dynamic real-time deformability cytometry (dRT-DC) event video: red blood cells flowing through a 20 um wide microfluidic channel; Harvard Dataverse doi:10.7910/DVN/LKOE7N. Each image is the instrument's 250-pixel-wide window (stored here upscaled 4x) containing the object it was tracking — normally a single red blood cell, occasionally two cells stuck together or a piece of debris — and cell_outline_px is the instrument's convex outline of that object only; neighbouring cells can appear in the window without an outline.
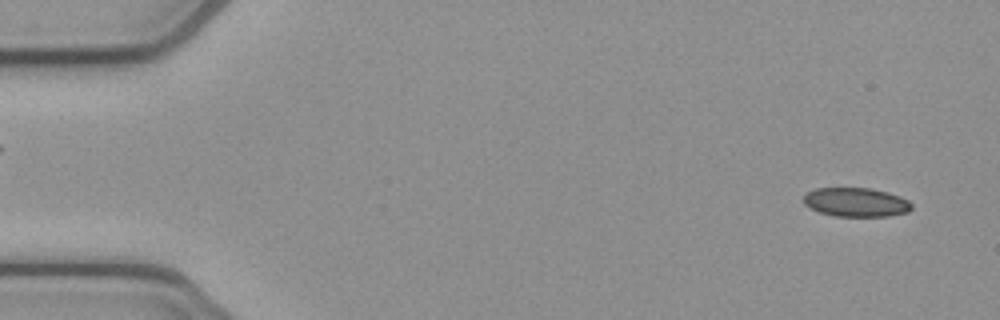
{"species": "common noctule bat (a hibernating species)", "species_latin": "Nyctalus noctula", "temperature_condition": "cold", "stored_images_in_passage": 53, "camera_frame_rate_fps": 3000, "um_per_image_px": 0.085, "animal": {"sex": "female", "body_mass_g": 21.9}, "frame": {"image": 1, "passage_image": 2, "time_ms": 0.333, "image_size_px": [1000, 320], "cell_outline_px": [[912, 208], [908, 212], [888, 216], [836, 216], [820, 212], [808, 208], [804, 204], [804, 196], [808, 192], [816, 188], [872, 188], [888, 192], [900, 196], [908, 200], [912, 204]], "centroid_in_image_um": [72.77, 17.18], "position_along_channel_um": 12.2, "area_um2": 18.32}}
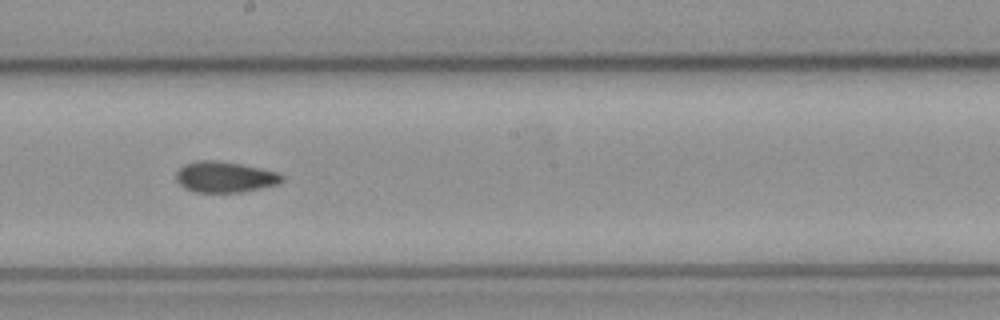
{"frame": {"image": 2, "passage_image": 28, "time_ms": 9.0, "image_size_px": [1000, 320], "cell_outline_px": [[284, 180], [280, 184], [244, 192], [196, 192], [184, 188], [176, 180], [176, 172], [184, 164], [200, 160], [216, 160], [240, 164], [276, 172], [284, 176]], "centroid_in_image_um": [19.12, 15.05], "position_along_channel_um": 229.1, "area_um2": 19.07}}
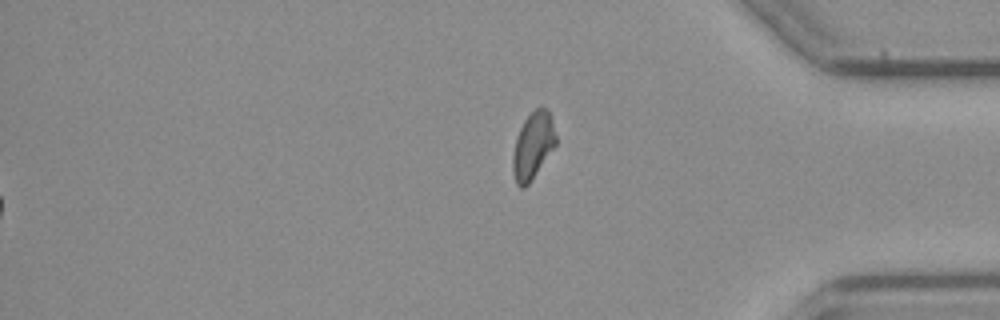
{"frame": {"image": 3, "passage_image": 53, "time_ms": 17.333, "image_size_px": [1000, 320], "cell_outline_px": [[556, 144], [532, 180], [524, 188], [520, 188], [516, 184], [512, 172], [512, 156], [516, 136], [524, 120], [536, 108], [548, 108], [552, 116], [556, 136]], "centroid_in_image_um": [45.29, 12.39], "position_along_channel_um": 389.9, "area_um2": 16.94}, "authors_computed_cell_mechanics": {"area_um2": 18.9006, "velocity_mm_per_s": 3.8929, "shape_relaxation_time_tau1_ms": null, "shape_relaxation_time_tau2_ms": 3.9202, "deformation_change_tau1": null, "deformation_change_tau2": 0.0972}}